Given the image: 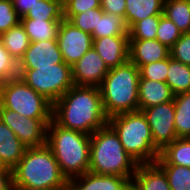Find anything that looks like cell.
<instances>
[{"label": "cell", "mask_w": 190, "mask_h": 190, "mask_svg": "<svg viewBox=\"0 0 190 190\" xmlns=\"http://www.w3.org/2000/svg\"><path fill=\"white\" fill-rule=\"evenodd\" d=\"M92 38H101L107 36L128 35V27L124 18L112 13H103L99 18L98 30L91 34Z\"/></svg>", "instance_id": "cell-28"}, {"label": "cell", "mask_w": 190, "mask_h": 190, "mask_svg": "<svg viewBox=\"0 0 190 190\" xmlns=\"http://www.w3.org/2000/svg\"><path fill=\"white\" fill-rule=\"evenodd\" d=\"M138 97L139 108H148L172 101L174 95L166 82L140 78Z\"/></svg>", "instance_id": "cell-19"}, {"label": "cell", "mask_w": 190, "mask_h": 190, "mask_svg": "<svg viewBox=\"0 0 190 190\" xmlns=\"http://www.w3.org/2000/svg\"><path fill=\"white\" fill-rule=\"evenodd\" d=\"M182 32L178 27L169 20L165 15L160 17L156 39L165 45L167 48H171L176 41L181 37Z\"/></svg>", "instance_id": "cell-32"}, {"label": "cell", "mask_w": 190, "mask_h": 190, "mask_svg": "<svg viewBox=\"0 0 190 190\" xmlns=\"http://www.w3.org/2000/svg\"><path fill=\"white\" fill-rule=\"evenodd\" d=\"M18 76V61L4 48L0 40V84Z\"/></svg>", "instance_id": "cell-33"}, {"label": "cell", "mask_w": 190, "mask_h": 190, "mask_svg": "<svg viewBox=\"0 0 190 190\" xmlns=\"http://www.w3.org/2000/svg\"><path fill=\"white\" fill-rule=\"evenodd\" d=\"M162 15L163 14L149 16L143 20L134 23L128 29L129 39H156L158 25L160 22V17Z\"/></svg>", "instance_id": "cell-30"}, {"label": "cell", "mask_w": 190, "mask_h": 190, "mask_svg": "<svg viewBox=\"0 0 190 190\" xmlns=\"http://www.w3.org/2000/svg\"><path fill=\"white\" fill-rule=\"evenodd\" d=\"M166 174L171 190H190V168L172 164H157Z\"/></svg>", "instance_id": "cell-29"}, {"label": "cell", "mask_w": 190, "mask_h": 190, "mask_svg": "<svg viewBox=\"0 0 190 190\" xmlns=\"http://www.w3.org/2000/svg\"><path fill=\"white\" fill-rule=\"evenodd\" d=\"M100 6L105 13L119 15L125 20V0H100Z\"/></svg>", "instance_id": "cell-38"}, {"label": "cell", "mask_w": 190, "mask_h": 190, "mask_svg": "<svg viewBox=\"0 0 190 190\" xmlns=\"http://www.w3.org/2000/svg\"><path fill=\"white\" fill-rule=\"evenodd\" d=\"M125 23L128 29L149 16L163 14L164 0H125Z\"/></svg>", "instance_id": "cell-20"}, {"label": "cell", "mask_w": 190, "mask_h": 190, "mask_svg": "<svg viewBox=\"0 0 190 190\" xmlns=\"http://www.w3.org/2000/svg\"><path fill=\"white\" fill-rule=\"evenodd\" d=\"M104 11L100 8L89 9L83 13L74 15L69 22L80 30L92 34L94 30H98L99 18L102 17Z\"/></svg>", "instance_id": "cell-31"}, {"label": "cell", "mask_w": 190, "mask_h": 190, "mask_svg": "<svg viewBox=\"0 0 190 190\" xmlns=\"http://www.w3.org/2000/svg\"><path fill=\"white\" fill-rule=\"evenodd\" d=\"M156 164H172L190 168V138H177L159 154Z\"/></svg>", "instance_id": "cell-22"}, {"label": "cell", "mask_w": 190, "mask_h": 190, "mask_svg": "<svg viewBox=\"0 0 190 190\" xmlns=\"http://www.w3.org/2000/svg\"><path fill=\"white\" fill-rule=\"evenodd\" d=\"M52 119L60 126L91 135L108 124L98 87L73 85L54 104Z\"/></svg>", "instance_id": "cell-1"}, {"label": "cell", "mask_w": 190, "mask_h": 190, "mask_svg": "<svg viewBox=\"0 0 190 190\" xmlns=\"http://www.w3.org/2000/svg\"><path fill=\"white\" fill-rule=\"evenodd\" d=\"M93 47L109 69L123 65L129 60L128 35L95 38Z\"/></svg>", "instance_id": "cell-14"}, {"label": "cell", "mask_w": 190, "mask_h": 190, "mask_svg": "<svg viewBox=\"0 0 190 190\" xmlns=\"http://www.w3.org/2000/svg\"><path fill=\"white\" fill-rule=\"evenodd\" d=\"M21 21L15 11L12 0H0V34L8 31Z\"/></svg>", "instance_id": "cell-35"}, {"label": "cell", "mask_w": 190, "mask_h": 190, "mask_svg": "<svg viewBox=\"0 0 190 190\" xmlns=\"http://www.w3.org/2000/svg\"><path fill=\"white\" fill-rule=\"evenodd\" d=\"M4 48L19 62L30 45L29 37L21 23L0 34Z\"/></svg>", "instance_id": "cell-24"}, {"label": "cell", "mask_w": 190, "mask_h": 190, "mask_svg": "<svg viewBox=\"0 0 190 190\" xmlns=\"http://www.w3.org/2000/svg\"><path fill=\"white\" fill-rule=\"evenodd\" d=\"M139 110L145 115L151 129L154 145L160 151L177 139L173 100L148 108H139Z\"/></svg>", "instance_id": "cell-10"}, {"label": "cell", "mask_w": 190, "mask_h": 190, "mask_svg": "<svg viewBox=\"0 0 190 190\" xmlns=\"http://www.w3.org/2000/svg\"><path fill=\"white\" fill-rule=\"evenodd\" d=\"M0 120L26 147H40L46 144L47 127L52 118H29L10 109L0 108Z\"/></svg>", "instance_id": "cell-9"}, {"label": "cell", "mask_w": 190, "mask_h": 190, "mask_svg": "<svg viewBox=\"0 0 190 190\" xmlns=\"http://www.w3.org/2000/svg\"><path fill=\"white\" fill-rule=\"evenodd\" d=\"M126 190H136V189L133 187L132 184H130V185L126 188Z\"/></svg>", "instance_id": "cell-43"}, {"label": "cell", "mask_w": 190, "mask_h": 190, "mask_svg": "<svg viewBox=\"0 0 190 190\" xmlns=\"http://www.w3.org/2000/svg\"><path fill=\"white\" fill-rule=\"evenodd\" d=\"M166 83L172 94L178 95L190 91V65L181 63L168 57V72Z\"/></svg>", "instance_id": "cell-23"}, {"label": "cell", "mask_w": 190, "mask_h": 190, "mask_svg": "<svg viewBox=\"0 0 190 190\" xmlns=\"http://www.w3.org/2000/svg\"><path fill=\"white\" fill-rule=\"evenodd\" d=\"M0 108L29 118H52L53 104L18 76L0 84Z\"/></svg>", "instance_id": "cell-7"}, {"label": "cell", "mask_w": 190, "mask_h": 190, "mask_svg": "<svg viewBox=\"0 0 190 190\" xmlns=\"http://www.w3.org/2000/svg\"><path fill=\"white\" fill-rule=\"evenodd\" d=\"M131 184L127 177L100 175L90 171L68 180V190H126Z\"/></svg>", "instance_id": "cell-15"}, {"label": "cell", "mask_w": 190, "mask_h": 190, "mask_svg": "<svg viewBox=\"0 0 190 190\" xmlns=\"http://www.w3.org/2000/svg\"><path fill=\"white\" fill-rule=\"evenodd\" d=\"M46 145L67 180L88 172L90 135L64 128L52 119L47 127Z\"/></svg>", "instance_id": "cell-3"}, {"label": "cell", "mask_w": 190, "mask_h": 190, "mask_svg": "<svg viewBox=\"0 0 190 190\" xmlns=\"http://www.w3.org/2000/svg\"><path fill=\"white\" fill-rule=\"evenodd\" d=\"M1 171H12V170L9 168H6L5 165L0 160V172Z\"/></svg>", "instance_id": "cell-42"}, {"label": "cell", "mask_w": 190, "mask_h": 190, "mask_svg": "<svg viewBox=\"0 0 190 190\" xmlns=\"http://www.w3.org/2000/svg\"><path fill=\"white\" fill-rule=\"evenodd\" d=\"M62 20H35L21 18L20 23L25 28L30 42L57 40L58 29Z\"/></svg>", "instance_id": "cell-21"}, {"label": "cell", "mask_w": 190, "mask_h": 190, "mask_svg": "<svg viewBox=\"0 0 190 190\" xmlns=\"http://www.w3.org/2000/svg\"><path fill=\"white\" fill-rule=\"evenodd\" d=\"M168 72V58L139 67L140 78L151 81L166 82Z\"/></svg>", "instance_id": "cell-34"}, {"label": "cell", "mask_w": 190, "mask_h": 190, "mask_svg": "<svg viewBox=\"0 0 190 190\" xmlns=\"http://www.w3.org/2000/svg\"><path fill=\"white\" fill-rule=\"evenodd\" d=\"M63 62L57 40L30 42L29 47L18 62V69L54 67V65Z\"/></svg>", "instance_id": "cell-13"}, {"label": "cell", "mask_w": 190, "mask_h": 190, "mask_svg": "<svg viewBox=\"0 0 190 190\" xmlns=\"http://www.w3.org/2000/svg\"><path fill=\"white\" fill-rule=\"evenodd\" d=\"M13 184L12 171L0 172V190H11Z\"/></svg>", "instance_id": "cell-40"}, {"label": "cell", "mask_w": 190, "mask_h": 190, "mask_svg": "<svg viewBox=\"0 0 190 190\" xmlns=\"http://www.w3.org/2000/svg\"><path fill=\"white\" fill-rule=\"evenodd\" d=\"M137 166L138 163L125 151L117 134L108 124L90 135L88 171L132 180Z\"/></svg>", "instance_id": "cell-4"}, {"label": "cell", "mask_w": 190, "mask_h": 190, "mask_svg": "<svg viewBox=\"0 0 190 190\" xmlns=\"http://www.w3.org/2000/svg\"><path fill=\"white\" fill-rule=\"evenodd\" d=\"M20 78L37 93L54 104L74 84L71 66L65 62L54 67L18 69Z\"/></svg>", "instance_id": "cell-8"}, {"label": "cell", "mask_w": 190, "mask_h": 190, "mask_svg": "<svg viewBox=\"0 0 190 190\" xmlns=\"http://www.w3.org/2000/svg\"><path fill=\"white\" fill-rule=\"evenodd\" d=\"M13 185L42 190H68V180L61 173L51 149L45 144L27 147L12 169Z\"/></svg>", "instance_id": "cell-2"}, {"label": "cell", "mask_w": 190, "mask_h": 190, "mask_svg": "<svg viewBox=\"0 0 190 190\" xmlns=\"http://www.w3.org/2000/svg\"><path fill=\"white\" fill-rule=\"evenodd\" d=\"M100 7V0H66L63 3L64 19L69 21L76 14Z\"/></svg>", "instance_id": "cell-36"}, {"label": "cell", "mask_w": 190, "mask_h": 190, "mask_svg": "<svg viewBox=\"0 0 190 190\" xmlns=\"http://www.w3.org/2000/svg\"><path fill=\"white\" fill-rule=\"evenodd\" d=\"M26 149L16 134L0 120V160L5 167L12 170L24 156Z\"/></svg>", "instance_id": "cell-18"}, {"label": "cell", "mask_w": 190, "mask_h": 190, "mask_svg": "<svg viewBox=\"0 0 190 190\" xmlns=\"http://www.w3.org/2000/svg\"><path fill=\"white\" fill-rule=\"evenodd\" d=\"M169 52L174 60L190 65V33H182Z\"/></svg>", "instance_id": "cell-37"}, {"label": "cell", "mask_w": 190, "mask_h": 190, "mask_svg": "<svg viewBox=\"0 0 190 190\" xmlns=\"http://www.w3.org/2000/svg\"><path fill=\"white\" fill-rule=\"evenodd\" d=\"M35 20H63L64 8L60 0H39L25 16Z\"/></svg>", "instance_id": "cell-27"}, {"label": "cell", "mask_w": 190, "mask_h": 190, "mask_svg": "<svg viewBox=\"0 0 190 190\" xmlns=\"http://www.w3.org/2000/svg\"><path fill=\"white\" fill-rule=\"evenodd\" d=\"M74 85L100 87L109 72L108 66L96 52L89 49L75 64L71 66Z\"/></svg>", "instance_id": "cell-12"}, {"label": "cell", "mask_w": 190, "mask_h": 190, "mask_svg": "<svg viewBox=\"0 0 190 190\" xmlns=\"http://www.w3.org/2000/svg\"><path fill=\"white\" fill-rule=\"evenodd\" d=\"M139 68L129 60L110 68L99 89L106 115L139 110Z\"/></svg>", "instance_id": "cell-5"}, {"label": "cell", "mask_w": 190, "mask_h": 190, "mask_svg": "<svg viewBox=\"0 0 190 190\" xmlns=\"http://www.w3.org/2000/svg\"><path fill=\"white\" fill-rule=\"evenodd\" d=\"M169 51L170 49L157 39H129V61L138 68L168 58Z\"/></svg>", "instance_id": "cell-16"}, {"label": "cell", "mask_w": 190, "mask_h": 190, "mask_svg": "<svg viewBox=\"0 0 190 190\" xmlns=\"http://www.w3.org/2000/svg\"><path fill=\"white\" fill-rule=\"evenodd\" d=\"M131 184L136 190H171L165 172L156 164H138Z\"/></svg>", "instance_id": "cell-17"}, {"label": "cell", "mask_w": 190, "mask_h": 190, "mask_svg": "<svg viewBox=\"0 0 190 190\" xmlns=\"http://www.w3.org/2000/svg\"><path fill=\"white\" fill-rule=\"evenodd\" d=\"M57 42L63 61L70 66L93 47L92 35L80 30L65 19L60 23Z\"/></svg>", "instance_id": "cell-11"}, {"label": "cell", "mask_w": 190, "mask_h": 190, "mask_svg": "<svg viewBox=\"0 0 190 190\" xmlns=\"http://www.w3.org/2000/svg\"><path fill=\"white\" fill-rule=\"evenodd\" d=\"M39 0H12L13 7L20 17L26 15V13L33 7Z\"/></svg>", "instance_id": "cell-39"}, {"label": "cell", "mask_w": 190, "mask_h": 190, "mask_svg": "<svg viewBox=\"0 0 190 190\" xmlns=\"http://www.w3.org/2000/svg\"><path fill=\"white\" fill-rule=\"evenodd\" d=\"M108 125L115 131L125 151L138 163H155L160 150L154 145L150 126L142 111L113 115Z\"/></svg>", "instance_id": "cell-6"}, {"label": "cell", "mask_w": 190, "mask_h": 190, "mask_svg": "<svg viewBox=\"0 0 190 190\" xmlns=\"http://www.w3.org/2000/svg\"><path fill=\"white\" fill-rule=\"evenodd\" d=\"M163 15L182 33H190V0H164Z\"/></svg>", "instance_id": "cell-25"}, {"label": "cell", "mask_w": 190, "mask_h": 190, "mask_svg": "<svg viewBox=\"0 0 190 190\" xmlns=\"http://www.w3.org/2000/svg\"><path fill=\"white\" fill-rule=\"evenodd\" d=\"M11 190H42V189L27 188V187L12 184Z\"/></svg>", "instance_id": "cell-41"}, {"label": "cell", "mask_w": 190, "mask_h": 190, "mask_svg": "<svg viewBox=\"0 0 190 190\" xmlns=\"http://www.w3.org/2000/svg\"><path fill=\"white\" fill-rule=\"evenodd\" d=\"M173 101L177 138H190V91L175 95Z\"/></svg>", "instance_id": "cell-26"}]
</instances>
